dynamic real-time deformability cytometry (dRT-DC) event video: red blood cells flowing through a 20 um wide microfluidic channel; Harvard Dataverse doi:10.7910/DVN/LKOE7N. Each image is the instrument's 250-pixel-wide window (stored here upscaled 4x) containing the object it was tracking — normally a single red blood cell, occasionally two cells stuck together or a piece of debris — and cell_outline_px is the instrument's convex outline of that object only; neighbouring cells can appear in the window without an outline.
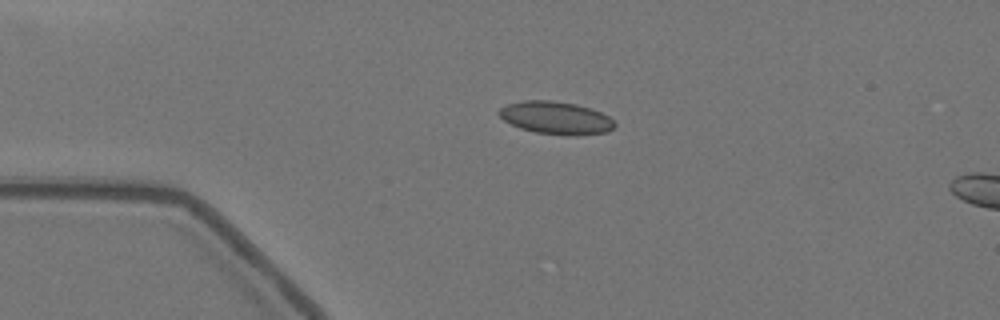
{"species": "Egyptian fruit bat (a non-hibernating species)", "species_latin": "Rousettus aegyptiacus", "temperature_condition": "warm", "stored_images_in_passage": 4, "camera_frame_rate_fps": 3000, "um_per_image_px": 0.085, "animal": {"sex": "female"}, "frame": {"image": 1, "passage_image": 1, "time_ms": 0.0, "image_size_px": [1000, 320], "cell_outline_px": [[616, 124], [608, 132], [576, 136], [568, 136], [536, 132], [520, 128], [504, 120], [496, 112], [500, 108], [508, 104], [524, 100], [552, 100], [576, 104], [592, 108], [608, 116]], "centroid_in_image_um": [47.26, 10.02], "position_along_channel_um": 37.7, "area_um2": 22.14}}